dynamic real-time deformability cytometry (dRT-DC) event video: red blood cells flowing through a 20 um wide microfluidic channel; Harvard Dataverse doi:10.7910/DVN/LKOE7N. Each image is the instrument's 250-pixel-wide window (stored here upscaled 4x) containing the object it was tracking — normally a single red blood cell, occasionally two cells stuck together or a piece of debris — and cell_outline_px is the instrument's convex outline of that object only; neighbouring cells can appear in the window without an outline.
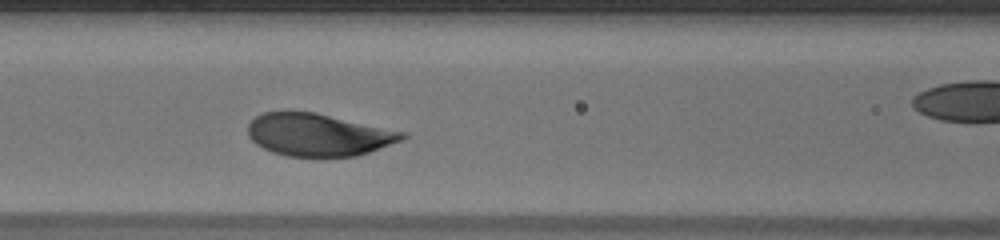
{"species": "human", "species_latin": "Homo sapiens", "temperature_condition": "warm", "stored_images_in_passage": 33, "camera_frame_rate_fps": 3000, "um_per_image_px": 0.085, "donor": {"sex": "male"}, "frame": {"image": 1, "passage_image": 12, "time_ms": 3.667, "image_size_px": [1000, 240], "cell_outline_px": [[408, 136], [400, 140], [368, 152], [356, 156], [288, 156], [272, 152], [256, 144], [248, 136], [248, 124], [256, 116], [264, 112], [316, 112], [404, 132]], "centroid_in_image_um": [27.02, 11.45], "position_along_channel_um": 139.6, "area_um2": 37.69}}
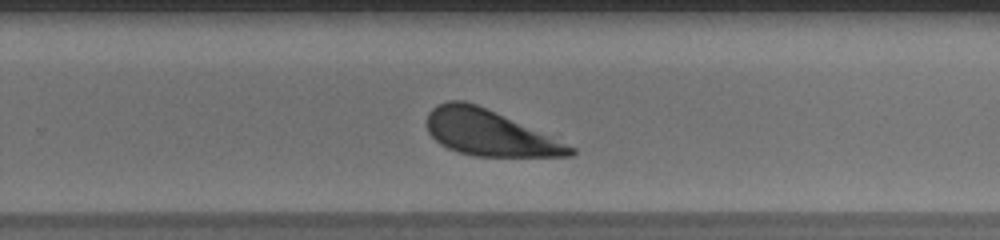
{"frame": {"image": 2, "passage_image": 23, "time_ms": 7.333, "image_size_px": [1000, 240], "cell_outline_px": [[576, 152], [572, 156], [476, 156], [460, 152], [448, 148], [440, 144], [428, 132], [428, 112], [436, 104], [448, 100], [464, 100], [476, 104], [576, 148]], "centroid_in_image_um": [41.54, 11.29], "position_along_channel_um": 288.3, "area_um2": 37.34}}
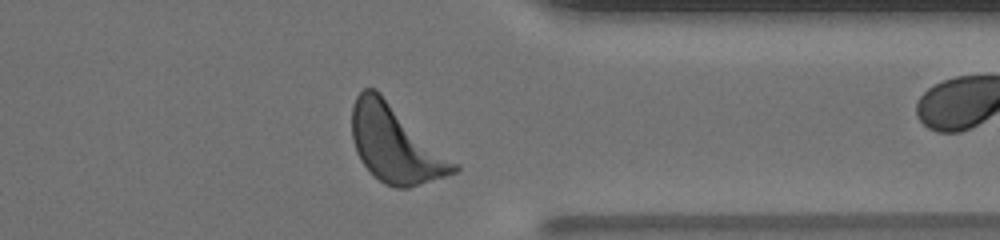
{"frame": {"image": 3, "passage_image": 30, "time_ms": 9.667, "image_size_px": [1000, 240], "cell_outline_px": [[460, 168], [456, 172], [408, 188], [396, 188], [384, 184], [360, 160], [356, 152], [352, 140], [352, 104], [356, 96], [364, 88], [376, 88], [460, 164]], "centroid_in_image_um": [33.63, 12.22], "position_along_channel_um": 377.8, "area_um2": 46.01}, "authors_computed_cell_mechanics": {"area_um2": 39.4774, "velocity_mm_per_s": 4.0721, "shape_relaxation_time_tau1_ms": 1.8124, "shape_relaxation_time_tau2_ms": null, "deformation_change_tau1": 0.123, "deformation_change_tau2": null}}